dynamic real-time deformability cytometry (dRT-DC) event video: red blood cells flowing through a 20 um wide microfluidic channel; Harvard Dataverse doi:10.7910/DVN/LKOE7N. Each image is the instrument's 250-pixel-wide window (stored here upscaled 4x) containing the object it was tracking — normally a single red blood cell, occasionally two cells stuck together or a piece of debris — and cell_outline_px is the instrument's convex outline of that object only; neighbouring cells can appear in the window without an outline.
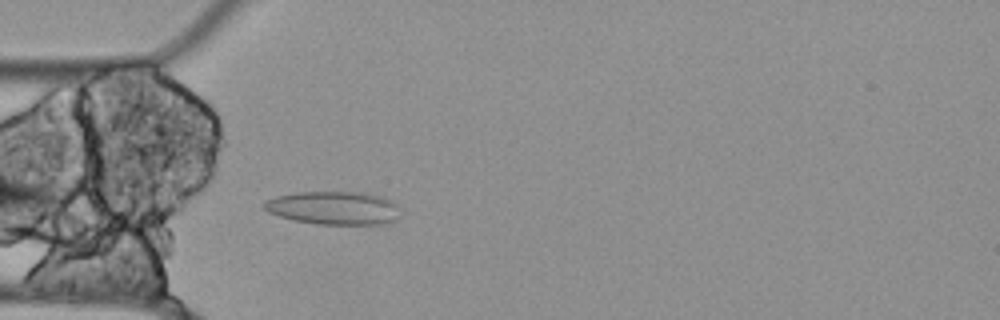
{"species": "Egyptian fruit bat (a non-hibernating species)", "species_latin": "Rousettus aegyptiacus", "temperature_condition": "cold", "stored_images_in_passage": 4, "camera_frame_rate_fps": 3000, "um_per_image_px": 0.085, "animal": {"sex": "female"}, "frame": {"image": 1, "passage_image": 1, "time_ms": 0.0, "image_size_px": [1000, 320], "cell_outline_px": [[396, 220], [384, 224], [316, 224], [292, 220], [268, 212], [260, 204], [276, 196], [296, 192], [364, 192], [384, 196], [392, 200], [396, 204]], "centroid_in_image_um": [28.34, 17.67], "position_along_channel_um": 56.7, "area_um2": 26.47}}
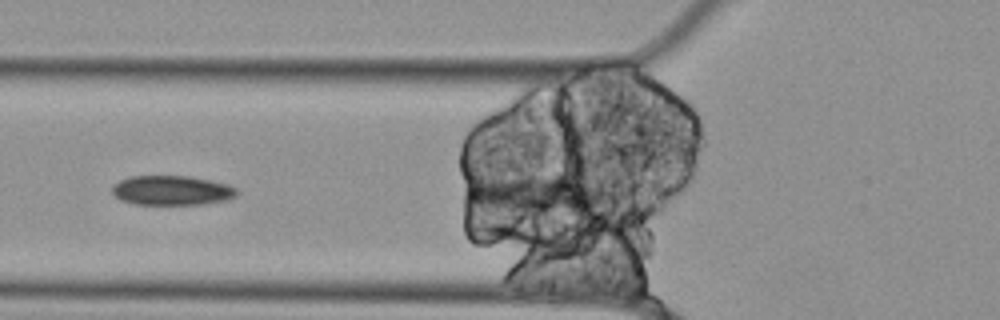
{"frame": {"image": 2, "passage_image": 3, "time_ms": 0.667, "image_size_px": [1000, 320], "cell_outline_px": [[236, 196], [228, 200], [204, 204], [136, 204], [120, 200], [112, 192], [112, 188], [120, 180], [132, 176], [192, 176], [224, 184], [236, 188]], "centroid_in_image_um": [14.6, 16.19], "position_along_channel_um": 111.2, "area_um2": 21.27}}